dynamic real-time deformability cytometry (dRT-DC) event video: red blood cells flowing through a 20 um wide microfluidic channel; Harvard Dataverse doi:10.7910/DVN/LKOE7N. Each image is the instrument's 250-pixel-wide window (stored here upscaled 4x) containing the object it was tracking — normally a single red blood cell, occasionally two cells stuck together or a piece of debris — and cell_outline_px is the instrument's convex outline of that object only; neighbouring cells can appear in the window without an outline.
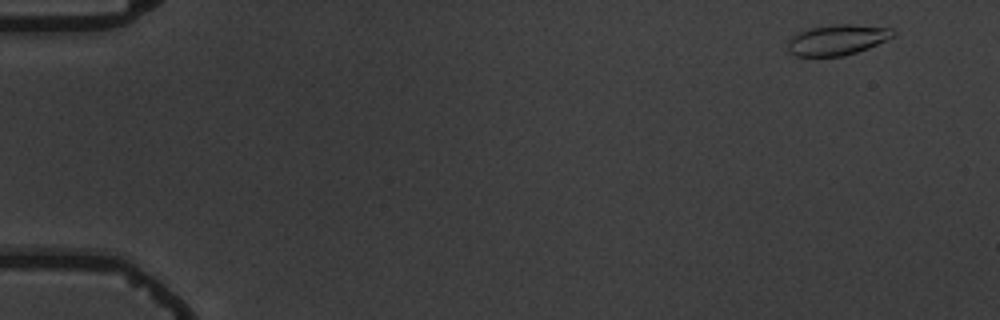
{"species": "common noctule bat (a hibernating species)", "species_latin": "Nyctalus noctula", "temperature_condition": "warm", "stored_images_in_passage": 7, "camera_frame_rate_fps": 3000, "um_per_image_px": 0.085, "animal": {"sex": "male", "body_mass_g": 19.5, "forearm_length_mm": 54.6}, "frame": {"image": 1, "passage_image": 1, "time_ms": 0.0, "image_size_px": [1000, 320], "cell_outline_px": [[896, 32], [892, 36], [868, 48], [844, 56], [796, 56], [788, 52], [788, 40], [792, 36], [800, 32], [812, 28], [832, 24], [856, 24], [892, 28]], "centroid_in_image_um": [71.15, 3.38], "position_along_channel_um": 13.8, "area_um2": 18.61}}
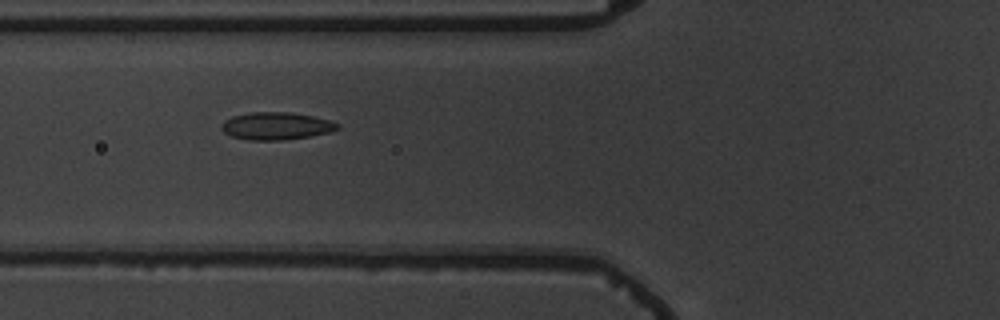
{"frame": {"image": 2, "passage_image": 6, "time_ms": 6.0, "image_size_px": [1000, 320], "cell_outline_px": [[340, 128], [328, 132], [308, 136], [284, 140], [248, 140], [232, 136], [224, 132], [220, 128], [220, 124], [224, 120], [232, 116], [248, 112], [288, 112], [312, 116], [328, 120], [340, 124]], "centroid_in_image_um": [23.42, 10.7], "position_along_channel_um": 102.4, "area_um2": 18.55}}
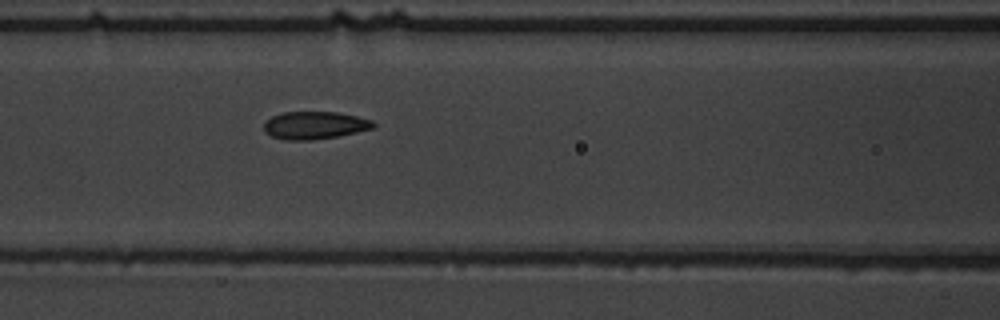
{"frame": {"image": 3, "passage_image": 7, "time_ms": 7.0, "image_size_px": [1000, 320], "cell_outline_px": [[376, 124], [372, 128], [356, 132], [336, 136], [312, 140], [284, 140], [272, 136], [264, 132], [264, 124], [272, 116], [284, 112], [336, 112], [356, 116], [372, 120]], "centroid_in_image_um": [26.73, 10.65], "position_along_channel_um": 139.9, "area_um2": 17.46}}